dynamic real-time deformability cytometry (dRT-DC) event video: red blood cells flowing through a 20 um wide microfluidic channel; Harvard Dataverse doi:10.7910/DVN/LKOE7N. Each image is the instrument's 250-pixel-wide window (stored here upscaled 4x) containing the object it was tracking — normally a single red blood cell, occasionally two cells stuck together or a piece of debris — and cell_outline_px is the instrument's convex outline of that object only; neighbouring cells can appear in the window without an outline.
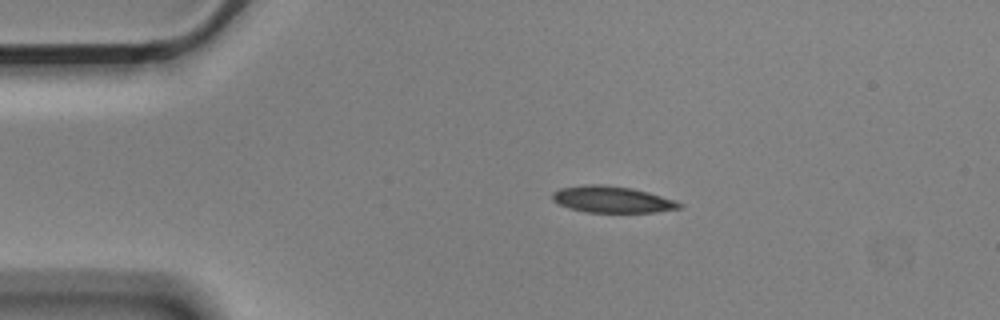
{"species": "Egyptian fruit bat (a non-hibernating species)", "species_latin": "Rousettus aegyptiacus", "temperature_condition": "cold", "stored_images_in_passage": 3, "camera_frame_rate_fps": 3000, "um_per_image_px": 0.085, "animal": {"sex": "male"}, "frame": {"image": 1, "passage_image": 1, "time_ms": 0.0, "image_size_px": [1000, 320], "cell_outline_px": [[684, 208], [656, 212], [588, 212], [568, 208], [552, 200], [552, 192], [560, 188], [584, 184], [604, 184], [632, 188], [648, 192], [676, 200], [684, 204]], "centroid_in_image_um": [52.06, 16.95], "position_along_channel_um": 32.9, "area_um2": 19.83}}
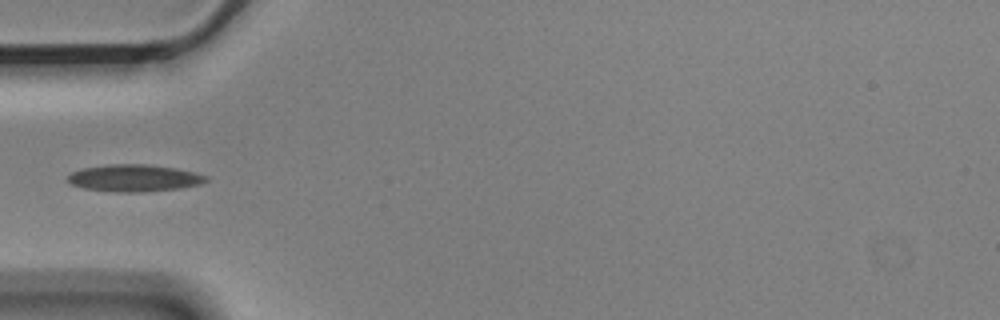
{"frame": {"image": 2, "passage_image": 3, "time_ms": 0.667, "image_size_px": [1000, 320], "cell_outline_px": [[208, 180], [200, 184], [180, 188], [140, 192], [120, 192], [84, 188], [72, 184], [68, 180], [68, 176], [72, 172], [84, 168], [108, 164], [148, 164], [176, 168], [196, 172], [208, 176]], "centroid_in_image_um": [11.45, 15.12], "position_along_channel_um": 73.5, "area_um2": 21.68}}